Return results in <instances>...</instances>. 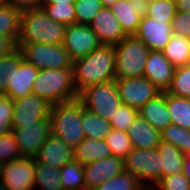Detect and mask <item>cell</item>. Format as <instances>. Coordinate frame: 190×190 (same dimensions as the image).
Here are the masks:
<instances>
[{"label": "cell", "instance_id": "51", "mask_svg": "<svg viewBox=\"0 0 190 190\" xmlns=\"http://www.w3.org/2000/svg\"><path fill=\"white\" fill-rule=\"evenodd\" d=\"M142 4H144V3H148V2H152V1H154V0H139Z\"/></svg>", "mask_w": 190, "mask_h": 190}, {"label": "cell", "instance_id": "18", "mask_svg": "<svg viewBox=\"0 0 190 190\" xmlns=\"http://www.w3.org/2000/svg\"><path fill=\"white\" fill-rule=\"evenodd\" d=\"M89 26L104 45L114 46L126 37L118 19L108 7H102Z\"/></svg>", "mask_w": 190, "mask_h": 190}, {"label": "cell", "instance_id": "52", "mask_svg": "<svg viewBox=\"0 0 190 190\" xmlns=\"http://www.w3.org/2000/svg\"><path fill=\"white\" fill-rule=\"evenodd\" d=\"M9 0H0V4H8Z\"/></svg>", "mask_w": 190, "mask_h": 190}, {"label": "cell", "instance_id": "47", "mask_svg": "<svg viewBox=\"0 0 190 190\" xmlns=\"http://www.w3.org/2000/svg\"><path fill=\"white\" fill-rule=\"evenodd\" d=\"M76 0H43L42 4H67V3H75Z\"/></svg>", "mask_w": 190, "mask_h": 190}, {"label": "cell", "instance_id": "37", "mask_svg": "<svg viewBox=\"0 0 190 190\" xmlns=\"http://www.w3.org/2000/svg\"><path fill=\"white\" fill-rule=\"evenodd\" d=\"M102 7L101 0H76L74 3L76 23L89 25Z\"/></svg>", "mask_w": 190, "mask_h": 190}, {"label": "cell", "instance_id": "7", "mask_svg": "<svg viewBox=\"0 0 190 190\" xmlns=\"http://www.w3.org/2000/svg\"><path fill=\"white\" fill-rule=\"evenodd\" d=\"M78 99L85 108L108 121L122 104L115 79L87 87L79 93Z\"/></svg>", "mask_w": 190, "mask_h": 190}, {"label": "cell", "instance_id": "32", "mask_svg": "<svg viewBox=\"0 0 190 190\" xmlns=\"http://www.w3.org/2000/svg\"><path fill=\"white\" fill-rule=\"evenodd\" d=\"M105 142L110 147L112 156L125 159L133 150L132 142L127 132L112 129L105 137Z\"/></svg>", "mask_w": 190, "mask_h": 190}, {"label": "cell", "instance_id": "30", "mask_svg": "<svg viewBox=\"0 0 190 190\" xmlns=\"http://www.w3.org/2000/svg\"><path fill=\"white\" fill-rule=\"evenodd\" d=\"M61 185L63 190L85 189L84 165L77 161L66 163L60 168Z\"/></svg>", "mask_w": 190, "mask_h": 190}, {"label": "cell", "instance_id": "14", "mask_svg": "<svg viewBox=\"0 0 190 190\" xmlns=\"http://www.w3.org/2000/svg\"><path fill=\"white\" fill-rule=\"evenodd\" d=\"M14 113L12 128H20L40 119H48L52 104L33 93L23 98L13 100Z\"/></svg>", "mask_w": 190, "mask_h": 190}, {"label": "cell", "instance_id": "31", "mask_svg": "<svg viewBox=\"0 0 190 190\" xmlns=\"http://www.w3.org/2000/svg\"><path fill=\"white\" fill-rule=\"evenodd\" d=\"M175 13V0H154L143 4V15L155 21L171 22Z\"/></svg>", "mask_w": 190, "mask_h": 190}, {"label": "cell", "instance_id": "16", "mask_svg": "<svg viewBox=\"0 0 190 190\" xmlns=\"http://www.w3.org/2000/svg\"><path fill=\"white\" fill-rule=\"evenodd\" d=\"M124 171V160L114 156L84 165V182L88 189L100 186Z\"/></svg>", "mask_w": 190, "mask_h": 190}, {"label": "cell", "instance_id": "29", "mask_svg": "<svg viewBox=\"0 0 190 190\" xmlns=\"http://www.w3.org/2000/svg\"><path fill=\"white\" fill-rule=\"evenodd\" d=\"M59 174L60 168L50 167L35 159L34 189L38 186V190H63Z\"/></svg>", "mask_w": 190, "mask_h": 190}, {"label": "cell", "instance_id": "38", "mask_svg": "<svg viewBox=\"0 0 190 190\" xmlns=\"http://www.w3.org/2000/svg\"><path fill=\"white\" fill-rule=\"evenodd\" d=\"M139 115V110L132 108L128 105L121 104L114 116H112L111 120H109L112 129L122 130L127 132L131 123L137 118Z\"/></svg>", "mask_w": 190, "mask_h": 190}, {"label": "cell", "instance_id": "34", "mask_svg": "<svg viewBox=\"0 0 190 190\" xmlns=\"http://www.w3.org/2000/svg\"><path fill=\"white\" fill-rule=\"evenodd\" d=\"M161 141L172 144L183 153L190 150V130L177 125H168L160 132Z\"/></svg>", "mask_w": 190, "mask_h": 190}, {"label": "cell", "instance_id": "42", "mask_svg": "<svg viewBox=\"0 0 190 190\" xmlns=\"http://www.w3.org/2000/svg\"><path fill=\"white\" fill-rule=\"evenodd\" d=\"M173 34L190 39V12L176 11L171 20Z\"/></svg>", "mask_w": 190, "mask_h": 190}, {"label": "cell", "instance_id": "3", "mask_svg": "<svg viewBox=\"0 0 190 190\" xmlns=\"http://www.w3.org/2000/svg\"><path fill=\"white\" fill-rule=\"evenodd\" d=\"M32 93L48 100L51 104L78 99L73 68L39 70Z\"/></svg>", "mask_w": 190, "mask_h": 190}, {"label": "cell", "instance_id": "54", "mask_svg": "<svg viewBox=\"0 0 190 190\" xmlns=\"http://www.w3.org/2000/svg\"><path fill=\"white\" fill-rule=\"evenodd\" d=\"M2 85H3V83H2L1 80H0V93H1Z\"/></svg>", "mask_w": 190, "mask_h": 190}, {"label": "cell", "instance_id": "36", "mask_svg": "<svg viewBox=\"0 0 190 190\" xmlns=\"http://www.w3.org/2000/svg\"><path fill=\"white\" fill-rule=\"evenodd\" d=\"M43 10L54 21L67 25L76 24L74 3L42 4Z\"/></svg>", "mask_w": 190, "mask_h": 190}, {"label": "cell", "instance_id": "21", "mask_svg": "<svg viewBox=\"0 0 190 190\" xmlns=\"http://www.w3.org/2000/svg\"><path fill=\"white\" fill-rule=\"evenodd\" d=\"M133 148L157 149L161 143L160 131L156 130L140 115L131 123L127 130Z\"/></svg>", "mask_w": 190, "mask_h": 190}, {"label": "cell", "instance_id": "12", "mask_svg": "<svg viewBox=\"0 0 190 190\" xmlns=\"http://www.w3.org/2000/svg\"><path fill=\"white\" fill-rule=\"evenodd\" d=\"M38 72L39 70L33 64L26 62L22 58L7 74L1 88V93L12 100L30 95Z\"/></svg>", "mask_w": 190, "mask_h": 190}, {"label": "cell", "instance_id": "39", "mask_svg": "<svg viewBox=\"0 0 190 190\" xmlns=\"http://www.w3.org/2000/svg\"><path fill=\"white\" fill-rule=\"evenodd\" d=\"M23 157L12 131L0 136V164Z\"/></svg>", "mask_w": 190, "mask_h": 190}, {"label": "cell", "instance_id": "15", "mask_svg": "<svg viewBox=\"0 0 190 190\" xmlns=\"http://www.w3.org/2000/svg\"><path fill=\"white\" fill-rule=\"evenodd\" d=\"M173 35L171 22L155 21L142 15L137 32L134 35L150 49L162 51Z\"/></svg>", "mask_w": 190, "mask_h": 190}, {"label": "cell", "instance_id": "25", "mask_svg": "<svg viewBox=\"0 0 190 190\" xmlns=\"http://www.w3.org/2000/svg\"><path fill=\"white\" fill-rule=\"evenodd\" d=\"M81 125L85 138L104 140L112 130L108 120L94 114L84 106L81 108Z\"/></svg>", "mask_w": 190, "mask_h": 190}, {"label": "cell", "instance_id": "5", "mask_svg": "<svg viewBox=\"0 0 190 190\" xmlns=\"http://www.w3.org/2000/svg\"><path fill=\"white\" fill-rule=\"evenodd\" d=\"M115 50V77L130 78L144 76V68L150 49L135 36H126Z\"/></svg>", "mask_w": 190, "mask_h": 190}, {"label": "cell", "instance_id": "49", "mask_svg": "<svg viewBox=\"0 0 190 190\" xmlns=\"http://www.w3.org/2000/svg\"><path fill=\"white\" fill-rule=\"evenodd\" d=\"M117 0H101L103 7H110L112 6Z\"/></svg>", "mask_w": 190, "mask_h": 190}, {"label": "cell", "instance_id": "24", "mask_svg": "<svg viewBox=\"0 0 190 190\" xmlns=\"http://www.w3.org/2000/svg\"><path fill=\"white\" fill-rule=\"evenodd\" d=\"M157 150L161 158L162 177L183 172L185 157L181 150L162 141Z\"/></svg>", "mask_w": 190, "mask_h": 190}, {"label": "cell", "instance_id": "11", "mask_svg": "<svg viewBox=\"0 0 190 190\" xmlns=\"http://www.w3.org/2000/svg\"><path fill=\"white\" fill-rule=\"evenodd\" d=\"M100 45L89 25L76 23L66 26L63 46L73 61L89 55Z\"/></svg>", "mask_w": 190, "mask_h": 190}, {"label": "cell", "instance_id": "43", "mask_svg": "<svg viewBox=\"0 0 190 190\" xmlns=\"http://www.w3.org/2000/svg\"><path fill=\"white\" fill-rule=\"evenodd\" d=\"M22 59L21 51L16 48L10 54L0 58V80L3 83L7 74Z\"/></svg>", "mask_w": 190, "mask_h": 190}, {"label": "cell", "instance_id": "6", "mask_svg": "<svg viewBox=\"0 0 190 190\" xmlns=\"http://www.w3.org/2000/svg\"><path fill=\"white\" fill-rule=\"evenodd\" d=\"M22 58L41 69L73 68V60L63 44L16 43Z\"/></svg>", "mask_w": 190, "mask_h": 190}, {"label": "cell", "instance_id": "2", "mask_svg": "<svg viewBox=\"0 0 190 190\" xmlns=\"http://www.w3.org/2000/svg\"><path fill=\"white\" fill-rule=\"evenodd\" d=\"M66 25L52 20L43 8L22 12L17 43L63 44Z\"/></svg>", "mask_w": 190, "mask_h": 190}, {"label": "cell", "instance_id": "17", "mask_svg": "<svg viewBox=\"0 0 190 190\" xmlns=\"http://www.w3.org/2000/svg\"><path fill=\"white\" fill-rule=\"evenodd\" d=\"M174 67L162 51H150L144 68V77L152 82L160 92H166L174 75Z\"/></svg>", "mask_w": 190, "mask_h": 190}, {"label": "cell", "instance_id": "4", "mask_svg": "<svg viewBox=\"0 0 190 190\" xmlns=\"http://www.w3.org/2000/svg\"><path fill=\"white\" fill-rule=\"evenodd\" d=\"M82 107L79 99L52 104L49 116L51 134L59 137L72 149L85 139L81 125Z\"/></svg>", "mask_w": 190, "mask_h": 190}, {"label": "cell", "instance_id": "10", "mask_svg": "<svg viewBox=\"0 0 190 190\" xmlns=\"http://www.w3.org/2000/svg\"><path fill=\"white\" fill-rule=\"evenodd\" d=\"M116 86L121 103L140 110L160 91L144 76L116 78Z\"/></svg>", "mask_w": 190, "mask_h": 190}, {"label": "cell", "instance_id": "27", "mask_svg": "<svg viewBox=\"0 0 190 190\" xmlns=\"http://www.w3.org/2000/svg\"><path fill=\"white\" fill-rule=\"evenodd\" d=\"M162 53L176 68L187 65L190 54V39L173 34Z\"/></svg>", "mask_w": 190, "mask_h": 190}, {"label": "cell", "instance_id": "44", "mask_svg": "<svg viewBox=\"0 0 190 190\" xmlns=\"http://www.w3.org/2000/svg\"><path fill=\"white\" fill-rule=\"evenodd\" d=\"M43 0H9L8 4L12 5L17 10L24 12L27 10H33L42 8Z\"/></svg>", "mask_w": 190, "mask_h": 190}, {"label": "cell", "instance_id": "13", "mask_svg": "<svg viewBox=\"0 0 190 190\" xmlns=\"http://www.w3.org/2000/svg\"><path fill=\"white\" fill-rule=\"evenodd\" d=\"M21 155L35 157L51 134L50 119H40L20 128H12Z\"/></svg>", "mask_w": 190, "mask_h": 190}, {"label": "cell", "instance_id": "8", "mask_svg": "<svg viewBox=\"0 0 190 190\" xmlns=\"http://www.w3.org/2000/svg\"><path fill=\"white\" fill-rule=\"evenodd\" d=\"M124 171L137 177L139 182L150 190L152 185L149 183L155 185L162 178L161 158L158 150L133 148L124 159Z\"/></svg>", "mask_w": 190, "mask_h": 190}, {"label": "cell", "instance_id": "45", "mask_svg": "<svg viewBox=\"0 0 190 190\" xmlns=\"http://www.w3.org/2000/svg\"><path fill=\"white\" fill-rule=\"evenodd\" d=\"M16 48V44L10 38L0 35V58L10 54Z\"/></svg>", "mask_w": 190, "mask_h": 190}, {"label": "cell", "instance_id": "22", "mask_svg": "<svg viewBox=\"0 0 190 190\" xmlns=\"http://www.w3.org/2000/svg\"><path fill=\"white\" fill-rule=\"evenodd\" d=\"M139 115L160 132L171 125L172 121L166 106V92H160L148 101L139 110Z\"/></svg>", "mask_w": 190, "mask_h": 190}, {"label": "cell", "instance_id": "55", "mask_svg": "<svg viewBox=\"0 0 190 190\" xmlns=\"http://www.w3.org/2000/svg\"><path fill=\"white\" fill-rule=\"evenodd\" d=\"M187 64L190 65V54H189V59H188Z\"/></svg>", "mask_w": 190, "mask_h": 190}, {"label": "cell", "instance_id": "1", "mask_svg": "<svg viewBox=\"0 0 190 190\" xmlns=\"http://www.w3.org/2000/svg\"><path fill=\"white\" fill-rule=\"evenodd\" d=\"M73 76L78 94L89 86L116 79L114 46L101 44L89 55L73 61Z\"/></svg>", "mask_w": 190, "mask_h": 190}, {"label": "cell", "instance_id": "19", "mask_svg": "<svg viewBox=\"0 0 190 190\" xmlns=\"http://www.w3.org/2000/svg\"><path fill=\"white\" fill-rule=\"evenodd\" d=\"M34 158L37 162L54 168H62L66 163L74 160L73 149L53 134L44 141Z\"/></svg>", "mask_w": 190, "mask_h": 190}, {"label": "cell", "instance_id": "50", "mask_svg": "<svg viewBox=\"0 0 190 190\" xmlns=\"http://www.w3.org/2000/svg\"><path fill=\"white\" fill-rule=\"evenodd\" d=\"M184 157H185V160L190 161V150H188V151H186V152L184 153Z\"/></svg>", "mask_w": 190, "mask_h": 190}, {"label": "cell", "instance_id": "33", "mask_svg": "<svg viewBox=\"0 0 190 190\" xmlns=\"http://www.w3.org/2000/svg\"><path fill=\"white\" fill-rule=\"evenodd\" d=\"M92 190H147L138 180L137 177L132 176L129 172L122 173L108 179L100 186Z\"/></svg>", "mask_w": 190, "mask_h": 190}, {"label": "cell", "instance_id": "23", "mask_svg": "<svg viewBox=\"0 0 190 190\" xmlns=\"http://www.w3.org/2000/svg\"><path fill=\"white\" fill-rule=\"evenodd\" d=\"M73 156L74 161L86 165L112 156V154L105 140L85 138L73 149Z\"/></svg>", "mask_w": 190, "mask_h": 190}, {"label": "cell", "instance_id": "46", "mask_svg": "<svg viewBox=\"0 0 190 190\" xmlns=\"http://www.w3.org/2000/svg\"><path fill=\"white\" fill-rule=\"evenodd\" d=\"M176 11L190 12V0H175Z\"/></svg>", "mask_w": 190, "mask_h": 190}, {"label": "cell", "instance_id": "41", "mask_svg": "<svg viewBox=\"0 0 190 190\" xmlns=\"http://www.w3.org/2000/svg\"><path fill=\"white\" fill-rule=\"evenodd\" d=\"M13 100L0 93V136L12 131Z\"/></svg>", "mask_w": 190, "mask_h": 190}, {"label": "cell", "instance_id": "53", "mask_svg": "<svg viewBox=\"0 0 190 190\" xmlns=\"http://www.w3.org/2000/svg\"><path fill=\"white\" fill-rule=\"evenodd\" d=\"M2 170H3V165L0 164V181H1V176H2Z\"/></svg>", "mask_w": 190, "mask_h": 190}, {"label": "cell", "instance_id": "26", "mask_svg": "<svg viewBox=\"0 0 190 190\" xmlns=\"http://www.w3.org/2000/svg\"><path fill=\"white\" fill-rule=\"evenodd\" d=\"M22 12L9 4H0V35L10 38L15 44L20 36Z\"/></svg>", "mask_w": 190, "mask_h": 190}, {"label": "cell", "instance_id": "40", "mask_svg": "<svg viewBox=\"0 0 190 190\" xmlns=\"http://www.w3.org/2000/svg\"><path fill=\"white\" fill-rule=\"evenodd\" d=\"M150 190H190V181L181 172L162 177Z\"/></svg>", "mask_w": 190, "mask_h": 190}, {"label": "cell", "instance_id": "35", "mask_svg": "<svg viewBox=\"0 0 190 190\" xmlns=\"http://www.w3.org/2000/svg\"><path fill=\"white\" fill-rule=\"evenodd\" d=\"M166 92L173 96L190 99V65L175 69L171 85Z\"/></svg>", "mask_w": 190, "mask_h": 190}, {"label": "cell", "instance_id": "9", "mask_svg": "<svg viewBox=\"0 0 190 190\" xmlns=\"http://www.w3.org/2000/svg\"><path fill=\"white\" fill-rule=\"evenodd\" d=\"M35 158L21 157L3 165L0 190H33Z\"/></svg>", "mask_w": 190, "mask_h": 190}, {"label": "cell", "instance_id": "20", "mask_svg": "<svg viewBox=\"0 0 190 190\" xmlns=\"http://www.w3.org/2000/svg\"><path fill=\"white\" fill-rule=\"evenodd\" d=\"M118 19L126 36H134L143 15V4L139 0H117L109 7Z\"/></svg>", "mask_w": 190, "mask_h": 190}, {"label": "cell", "instance_id": "48", "mask_svg": "<svg viewBox=\"0 0 190 190\" xmlns=\"http://www.w3.org/2000/svg\"><path fill=\"white\" fill-rule=\"evenodd\" d=\"M183 173L185 177L190 181V161L188 160H185L184 162Z\"/></svg>", "mask_w": 190, "mask_h": 190}, {"label": "cell", "instance_id": "28", "mask_svg": "<svg viewBox=\"0 0 190 190\" xmlns=\"http://www.w3.org/2000/svg\"><path fill=\"white\" fill-rule=\"evenodd\" d=\"M166 106L173 125L190 130V99L166 92Z\"/></svg>", "mask_w": 190, "mask_h": 190}]
</instances>
